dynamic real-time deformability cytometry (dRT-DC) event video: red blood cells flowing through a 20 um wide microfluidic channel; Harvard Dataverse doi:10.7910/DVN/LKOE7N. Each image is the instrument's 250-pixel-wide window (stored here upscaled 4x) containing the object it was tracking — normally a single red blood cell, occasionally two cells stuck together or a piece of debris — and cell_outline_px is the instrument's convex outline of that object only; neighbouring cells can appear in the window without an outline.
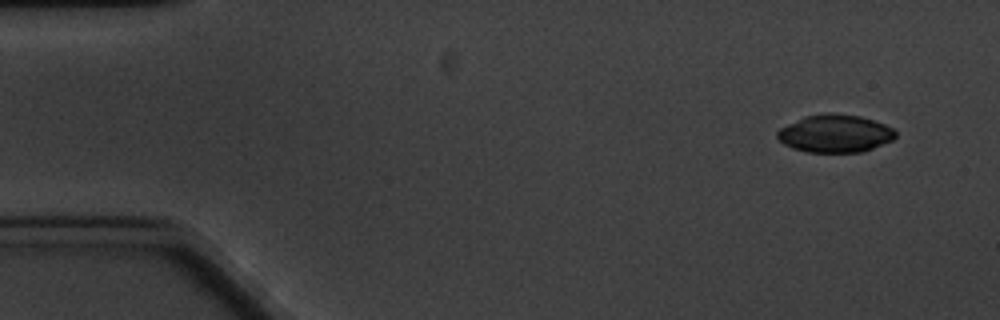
{"species": "common noctule bat (a hibernating species)", "species_latin": "Nyctalus noctula", "temperature_condition": "cold", "stored_images_in_passage": 6, "camera_frame_rate_fps": 3000, "um_per_image_px": 0.085, "animal": {"sex": "male", "body_mass_g": 20.1, "forearm_length_mm": 53.5}, "frame": {"image": 1, "passage_image": 1, "time_ms": 0.0, "image_size_px": [1000, 320], "cell_outline_px": [[896, 136], [892, 140], [872, 148], [860, 152], [804, 152], [792, 148], [784, 144], [776, 136], [776, 132], [780, 128], [804, 116], [824, 112], [832, 112], [860, 116], [884, 124], [892, 128], [896, 132]], "centroid_in_image_um": [70.95, 11.34], "position_along_channel_um": 14.1, "area_um2": 26.07}}